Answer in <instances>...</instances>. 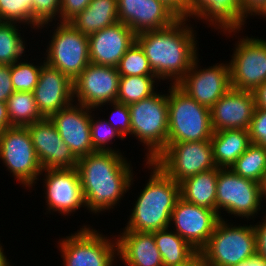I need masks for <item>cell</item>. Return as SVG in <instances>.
<instances>
[{
	"instance_id": "cell-15",
	"label": "cell",
	"mask_w": 266,
	"mask_h": 266,
	"mask_svg": "<svg viewBox=\"0 0 266 266\" xmlns=\"http://www.w3.org/2000/svg\"><path fill=\"white\" fill-rule=\"evenodd\" d=\"M221 218L216 211L188 203L180 197L170 221L175 223L176 233L199 252L207 244Z\"/></svg>"
},
{
	"instance_id": "cell-14",
	"label": "cell",
	"mask_w": 266,
	"mask_h": 266,
	"mask_svg": "<svg viewBox=\"0 0 266 266\" xmlns=\"http://www.w3.org/2000/svg\"><path fill=\"white\" fill-rule=\"evenodd\" d=\"M197 59L198 57L176 85L199 104L210 109L231 89L229 64L221 63L198 70Z\"/></svg>"
},
{
	"instance_id": "cell-28",
	"label": "cell",
	"mask_w": 266,
	"mask_h": 266,
	"mask_svg": "<svg viewBox=\"0 0 266 266\" xmlns=\"http://www.w3.org/2000/svg\"><path fill=\"white\" fill-rule=\"evenodd\" d=\"M169 228L154 231L156 246L161 254L163 266H181L191 260L198 251Z\"/></svg>"
},
{
	"instance_id": "cell-1",
	"label": "cell",
	"mask_w": 266,
	"mask_h": 266,
	"mask_svg": "<svg viewBox=\"0 0 266 266\" xmlns=\"http://www.w3.org/2000/svg\"><path fill=\"white\" fill-rule=\"evenodd\" d=\"M85 207L89 211L113 209L133 180L130 163L118 151H95L78 159Z\"/></svg>"
},
{
	"instance_id": "cell-40",
	"label": "cell",
	"mask_w": 266,
	"mask_h": 266,
	"mask_svg": "<svg viewBox=\"0 0 266 266\" xmlns=\"http://www.w3.org/2000/svg\"><path fill=\"white\" fill-rule=\"evenodd\" d=\"M92 0H61L60 22H70L81 13Z\"/></svg>"
},
{
	"instance_id": "cell-35",
	"label": "cell",
	"mask_w": 266,
	"mask_h": 266,
	"mask_svg": "<svg viewBox=\"0 0 266 266\" xmlns=\"http://www.w3.org/2000/svg\"><path fill=\"white\" fill-rule=\"evenodd\" d=\"M0 22H23L32 28L33 0H0Z\"/></svg>"
},
{
	"instance_id": "cell-50",
	"label": "cell",
	"mask_w": 266,
	"mask_h": 266,
	"mask_svg": "<svg viewBox=\"0 0 266 266\" xmlns=\"http://www.w3.org/2000/svg\"><path fill=\"white\" fill-rule=\"evenodd\" d=\"M261 189H262V197L265 196V198H266V172H265L264 179L261 183Z\"/></svg>"
},
{
	"instance_id": "cell-42",
	"label": "cell",
	"mask_w": 266,
	"mask_h": 266,
	"mask_svg": "<svg viewBox=\"0 0 266 266\" xmlns=\"http://www.w3.org/2000/svg\"><path fill=\"white\" fill-rule=\"evenodd\" d=\"M264 222L254 226L256 236V254L266 260V216Z\"/></svg>"
},
{
	"instance_id": "cell-30",
	"label": "cell",
	"mask_w": 266,
	"mask_h": 266,
	"mask_svg": "<svg viewBox=\"0 0 266 266\" xmlns=\"http://www.w3.org/2000/svg\"><path fill=\"white\" fill-rule=\"evenodd\" d=\"M230 169L243 178L261 184L266 172V148L251 143Z\"/></svg>"
},
{
	"instance_id": "cell-33",
	"label": "cell",
	"mask_w": 266,
	"mask_h": 266,
	"mask_svg": "<svg viewBox=\"0 0 266 266\" xmlns=\"http://www.w3.org/2000/svg\"><path fill=\"white\" fill-rule=\"evenodd\" d=\"M121 76H155L140 45L135 42L123 55L118 66Z\"/></svg>"
},
{
	"instance_id": "cell-24",
	"label": "cell",
	"mask_w": 266,
	"mask_h": 266,
	"mask_svg": "<svg viewBox=\"0 0 266 266\" xmlns=\"http://www.w3.org/2000/svg\"><path fill=\"white\" fill-rule=\"evenodd\" d=\"M121 234L116 238L117 255L127 266H163L153 232L124 231Z\"/></svg>"
},
{
	"instance_id": "cell-45",
	"label": "cell",
	"mask_w": 266,
	"mask_h": 266,
	"mask_svg": "<svg viewBox=\"0 0 266 266\" xmlns=\"http://www.w3.org/2000/svg\"><path fill=\"white\" fill-rule=\"evenodd\" d=\"M256 108L266 110V81L252 91Z\"/></svg>"
},
{
	"instance_id": "cell-39",
	"label": "cell",
	"mask_w": 266,
	"mask_h": 266,
	"mask_svg": "<svg viewBox=\"0 0 266 266\" xmlns=\"http://www.w3.org/2000/svg\"><path fill=\"white\" fill-rule=\"evenodd\" d=\"M111 106H113L114 111L111 115H116L118 118V122L120 124L114 125L111 121L109 122L110 125L115 128L124 138L130 134L131 135V116H130V109L129 106L120 103L118 101L111 102ZM115 116V117H116ZM114 119V118H113ZM114 122V121H113Z\"/></svg>"
},
{
	"instance_id": "cell-46",
	"label": "cell",
	"mask_w": 266,
	"mask_h": 266,
	"mask_svg": "<svg viewBox=\"0 0 266 266\" xmlns=\"http://www.w3.org/2000/svg\"><path fill=\"white\" fill-rule=\"evenodd\" d=\"M8 128H11V124L7 111V103L0 102V136Z\"/></svg>"
},
{
	"instance_id": "cell-38",
	"label": "cell",
	"mask_w": 266,
	"mask_h": 266,
	"mask_svg": "<svg viewBox=\"0 0 266 266\" xmlns=\"http://www.w3.org/2000/svg\"><path fill=\"white\" fill-rule=\"evenodd\" d=\"M248 132L251 143L266 148V110L255 109Z\"/></svg>"
},
{
	"instance_id": "cell-43",
	"label": "cell",
	"mask_w": 266,
	"mask_h": 266,
	"mask_svg": "<svg viewBox=\"0 0 266 266\" xmlns=\"http://www.w3.org/2000/svg\"><path fill=\"white\" fill-rule=\"evenodd\" d=\"M240 3L243 9V17L247 18V14L256 16L266 5V0H240Z\"/></svg>"
},
{
	"instance_id": "cell-9",
	"label": "cell",
	"mask_w": 266,
	"mask_h": 266,
	"mask_svg": "<svg viewBox=\"0 0 266 266\" xmlns=\"http://www.w3.org/2000/svg\"><path fill=\"white\" fill-rule=\"evenodd\" d=\"M0 158L25 187H33L42 167L27 127H11L0 136Z\"/></svg>"
},
{
	"instance_id": "cell-6",
	"label": "cell",
	"mask_w": 266,
	"mask_h": 266,
	"mask_svg": "<svg viewBox=\"0 0 266 266\" xmlns=\"http://www.w3.org/2000/svg\"><path fill=\"white\" fill-rule=\"evenodd\" d=\"M131 135L145 144L147 161H152L167 145L168 94L155 93L129 104Z\"/></svg>"
},
{
	"instance_id": "cell-21",
	"label": "cell",
	"mask_w": 266,
	"mask_h": 266,
	"mask_svg": "<svg viewBox=\"0 0 266 266\" xmlns=\"http://www.w3.org/2000/svg\"><path fill=\"white\" fill-rule=\"evenodd\" d=\"M88 39L90 63L117 68L125 52L136 42V34L119 21L91 34Z\"/></svg>"
},
{
	"instance_id": "cell-7",
	"label": "cell",
	"mask_w": 266,
	"mask_h": 266,
	"mask_svg": "<svg viewBox=\"0 0 266 266\" xmlns=\"http://www.w3.org/2000/svg\"><path fill=\"white\" fill-rule=\"evenodd\" d=\"M152 162L177 183L217 168L211 141L167 143Z\"/></svg>"
},
{
	"instance_id": "cell-26",
	"label": "cell",
	"mask_w": 266,
	"mask_h": 266,
	"mask_svg": "<svg viewBox=\"0 0 266 266\" xmlns=\"http://www.w3.org/2000/svg\"><path fill=\"white\" fill-rule=\"evenodd\" d=\"M219 168L200 172L179 183L180 197L188 203L216 211Z\"/></svg>"
},
{
	"instance_id": "cell-5",
	"label": "cell",
	"mask_w": 266,
	"mask_h": 266,
	"mask_svg": "<svg viewBox=\"0 0 266 266\" xmlns=\"http://www.w3.org/2000/svg\"><path fill=\"white\" fill-rule=\"evenodd\" d=\"M217 223L207 244L199 251L207 266H235L256 254L254 225Z\"/></svg>"
},
{
	"instance_id": "cell-34",
	"label": "cell",
	"mask_w": 266,
	"mask_h": 266,
	"mask_svg": "<svg viewBox=\"0 0 266 266\" xmlns=\"http://www.w3.org/2000/svg\"><path fill=\"white\" fill-rule=\"evenodd\" d=\"M41 67L42 64L35 66L33 63H20L19 61L11 64L10 71L14 91L33 92L39 80Z\"/></svg>"
},
{
	"instance_id": "cell-16",
	"label": "cell",
	"mask_w": 266,
	"mask_h": 266,
	"mask_svg": "<svg viewBox=\"0 0 266 266\" xmlns=\"http://www.w3.org/2000/svg\"><path fill=\"white\" fill-rule=\"evenodd\" d=\"M27 129L42 170L77 167L78 158L61 139L58 130L49 118L30 124Z\"/></svg>"
},
{
	"instance_id": "cell-20",
	"label": "cell",
	"mask_w": 266,
	"mask_h": 266,
	"mask_svg": "<svg viewBox=\"0 0 266 266\" xmlns=\"http://www.w3.org/2000/svg\"><path fill=\"white\" fill-rule=\"evenodd\" d=\"M256 105L251 91L229 89L211 108L213 132L220 130H248Z\"/></svg>"
},
{
	"instance_id": "cell-2",
	"label": "cell",
	"mask_w": 266,
	"mask_h": 266,
	"mask_svg": "<svg viewBox=\"0 0 266 266\" xmlns=\"http://www.w3.org/2000/svg\"><path fill=\"white\" fill-rule=\"evenodd\" d=\"M179 18L171 26L136 35L157 80L171 79L176 85L190 70L197 58L194 30ZM186 24V26H184Z\"/></svg>"
},
{
	"instance_id": "cell-3",
	"label": "cell",
	"mask_w": 266,
	"mask_h": 266,
	"mask_svg": "<svg viewBox=\"0 0 266 266\" xmlns=\"http://www.w3.org/2000/svg\"><path fill=\"white\" fill-rule=\"evenodd\" d=\"M147 164L153 172L135 203L124 231L154 232L171 225V213L180 198L179 183L152 161H147Z\"/></svg>"
},
{
	"instance_id": "cell-18",
	"label": "cell",
	"mask_w": 266,
	"mask_h": 266,
	"mask_svg": "<svg viewBox=\"0 0 266 266\" xmlns=\"http://www.w3.org/2000/svg\"><path fill=\"white\" fill-rule=\"evenodd\" d=\"M119 21L137 35L171 26L179 17L161 0H117Z\"/></svg>"
},
{
	"instance_id": "cell-12",
	"label": "cell",
	"mask_w": 266,
	"mask_h": 266,
	"mask_svg": "<svg viewBox=\"0 0 266 266\" xmlns=\"http://www.w3.org/2000/svg\"><path fill=\"white\" fill-rule=\"evenodd\" d=\"M237 44L228 63L231 88L252 92L266 81V40L247 37Z\"/></svg>"
},
{
	"instance_id": "cell-32",
	"label": "cell",
	"mask_w": 266,
	"mask_h": 266,
	"mask_svg": "<svg viewBox=\"0 0 266 266\" xmlns=\"http://www.w3.org/2000/svg\"><path fill=\"white\" fill-rule=\"evenodd\" d=\"M16 22H0V64L11 65L20 60L25 44Z\"/></svg>"
},
{
	"instance_id": "cell-8",
	"label": "cell",
	"mask_w": 266,
	"mask_h": 266,
	"mask_svg": "<svg viewBox=\"0 0 266 266\" xmlns=\"http://www.w3.org/2000/svg\"><path fill=\"white\" fill-rule=\"evenodd\" d=\"M44 61L72 81L90 64L89 39L69 22L55 29Z\"/></svg>"
},
{
	"instance_id": "cell-48",
	"label": "cell",
	"mask_w": 266,
	"mask_h": 266,
	"mask_svg": "<svg viewBox=\"0 0 266 266\" xmlns=\"http://www.w3.org/2000/svg\"><path fill=\"white\" fill-rule=\"evenodd\" d=\"M181 266H207L203 256L198 252L191 260Z\"/></svg>"
},
{
	"instance_id": "cell-25",
	"label": "cell",
	"mask_w": 266,
	"mask_h": 266,
	"mask_svg": "<svg viewBox=\"0 0 266 266\" xmlns=\"http://www.w3.org/2000/svg\"><path fill=\"white\" fill-rule=\"evenodd\" d=\"M217 168L230 169L251 144L248 130L233 129L213 132L210 139Z\"/></svg>"
},
{
	"instance_id": "cell-13",
	"label": "cell",
	"mask_w": 266,
	"mask_h": 266,
	"mask_svg": "<svg viewBox=\"0 0 266 266\" xmlns=\"http://www.w3.org/2000/svg\"><path fill=\"white\" fill-rule=\"evenodd\" d=\"M119 78L116 67L90 63L73 81V97L92 109L117 101Z\"/></svg>"
},
{
	"instance_id": "cell-19",
	"label": "cell",
	"mask_w": 266,
	"mask_h": 266,
	"mask_svg": "<svg viewBox=\"0 0 266 266\" xmlns=\"http://www.w3.org/2000/svg\"><path fill=\"white\" fill-rule=\"evenodd\" d=\"M46 185V203L49 210L60 214H70L85 204L80 176L77 168L44 169ZM82 205V206H81Z\"/></svg>"
},
{
	"instance_id": "cell-36",
	"label": "cell",
	"mask_w": 266,
	"mask_h": 266,
	"mask_svg": "<svg viewBox=\"0 0 266 266\" xmlns=\"http://www.w3.org/2000/svg\"><path fill=\"white\" fill-rule=\"evenodd\" d=\"M94 120V117L90 119V134H91V141L93 145V149L95 151H114L111 148H108V142L112 141L115 136L124 139V137L115 129L113 128L109 121H101Z\"/></svg>"
},
{
	"instance_id": "cell-22",
	"label": "cell",
	"mask_w": 266,
	"mask_h": 266,
	"mask_svg": "<svg viewBox=\"0 0 266 266\" xmlns=\"http://www.w3.org/2000/svg\"><path fill=\"white\" fill-rule=\"evenodd\" d=\"M33 95L39 112L44 118H49L74 102L73 81L44 62Z\"/></svg>"
},
{
	"instance_id": "cell-27",
	"label": "cell",
	"mask_w": 266,
	"mask_h": 266,
	"mask_svg": "<svg viewBox=\"0 0 266 266\" xmlns=\"http://www.w3.org/2000/svg\"><path fill=\"white\" fill-rule=\"evenodd\" d=\"M119 22L117 0H92L69 23L86 36H90Z\"/></svg>"
},
{
	"instance_id": "cell-17",
	"label": "cell",
	"mask_w": 266,
	"mask_h": 266,
	"mask_svg": "<svg viewBox=\"0 0 266 266\" xmlns=\"http://www.w3.org/2000/svg\"><path fill=\"white\" fill-rule=\"evenodd\" d=\"M89 110L92 108L71 103L49 117L61 139L78 159L95 152L90 134L92 112Z\"/></svg>"
},
{
	"instance_id": "cell-4",
	"label": "cell",
	"mask_w": 266,
	"mask_h": 266,
	"mask_svg": "<svg viewBox=\"0 0 266 266\" xmlns=\"http://www.w3.org/2000/svg\"><path fill=\"white\" fill-rule=\"evenodd\" d=\"M169 90L167 143L210 141L213 134L210 109L177 85Z\"/></svg>"
},
{
	"instance_id": "cell-10",
	"label": "cell",
	"mask_w": 266,
	"mask_h": 266,
	"mask_svg": "<svg viewBox=\"0 0 266 266\" xmlns=\"http://www.w3.org/2000/svg\"><path fill=\"white\" fill-rule=\"evenodd\" d=\"M83 227L60 240L64 266H113L118 254L117 241L105 238L97 230Z\"/></svg>"
},
{
	"instance_id": "cell-49",
	"label": "cell",
	"mask_w": 266,
	"mask_h": 266,
	"mask_svg": "<svg viewBox=\"0 0 266 266\" xmlns=\"http://www.w3.org/2000/svg\"><path fill=\"white\" fill-rule=\"evenodd\" d=\"M3 248L0 244V266H11L7 260V257L5 256V254H3Z\"/></svg>"
},
{
	"instance_id": "cell-23",
	"label": "cell",
	"mask_w": 266,
	"mask_h": 266,
	"mask_svg": "<svg viewBox=\"0 0 266 266\" xmlns=\"http://www.w3.org/2000/svg\"><path fill=\"white\" fill-rule=\"evenodd\" d=\"M188 17L204 19L228 34L239 32L246 21L240 0H188Z\"/></svg>"
},
{
	"instance_id": "cell-37",
	"label": "cell",
	"mask_w": 266,
	"mask_h": 266,
	"mask_svg": "<svg viewBox=\"0 0 266 266\" xmlns=\"http://www.w3.org/2000/svg\"><path fill=\"white\" fill-rule=\"evenodd\" d=\"M61 0H33V26L44 27L58 14L60 17Z\"/></svg>"
},
{
	"instance_id": "cell-41",
	"label": "cell",
	"mask_w": 266,
	"mask_h": 266,
	"mask_svg": "<svg viewBox=\"0 0 266 266\" xmlns=\"http://www.w3.org/2000/svg\"><path fill=\"white\" fill-rule=\"evenodd\" d=\"M13 92L10 65L0 64V102L6 103Z\"/></svg>"
},
{
	"instance_id": "cell-11",
	"label": "cell",
	"mask_w": 266,
	"mask_h": 266,
	"mask_svg": "<svg viewBox=\"0 0 266 266\" xmlns=\"http://www.w3.org/2000/svg\"><path fill=\"white\" fill-rule=\"evenodd\" d=\"M216 212L219 209L239 217H253L261 208V184L219 168L217 177Z\"/></svg>"
},
{
	"instance_id": "cell-31",
	"label": "cell",
	"mask_w": 266,
	"mask_h": 266,
	"mask_svg": "<svg viewBox=\"0 0 266 266\" xmlns=\"http://www.w3.org/2000/svg\"><path fill=\"white\" fill-rule=\"evenodd\" d=\"M156 76H121L117 101L126 105L148 98L156 93Z\"/></svg>"
},
{
	"instance_id": "cell-29",
	"label": "cell",
	"mask_w": 266,
	"mask_h": 266,
	"mask_svg": "<svg viewBox=\"0 0 266 266\" xmlns=\"http://www.w3.org/2000/svg\"><path fill=\"white\" fill-rule=\"evenodd\" d=\"M6 103L11 127H27L44 119L38 110L33 92L14 91Z\"/></svg>"
},
{
	"instance_id": "cell-47",
	"label": "cell",
	"mask_w": 266,
	"mask_h": 266,
	"mask_svg": "<svg viewBox=\"0 0 266 266\" xmlns=\"http://www.w3.org/2000/svg\"><path fill=\"white\" fill-rule=\"evenodd\" d=\"M235 266H266V260L261 256L255 254Z\"/></svg>"
},
{
	"instance_id": "cell-51",
	"label": "cell",
	"mask_w": 266,
	"mask_h": 266,
	"mask_svg": "<svg viewBox=\"0 0 266 266\" xmlns=\"http://www.w3.org/2000/svg\"><path fill=\"white\" fill-rule=\"evenodd\" d=\"M257 15H262V17H266V5L263 7V9L257 14Z\"/></svg>"
},
{
	"instance_id": "cell-44",
	"label": "cell",
	"mask_w": 266,
	"mask_h": 266,
	"mask_svg": "<svg viewBox=\"0 0 266 266\" xmlns=\"http://www.w3.org/2000/svg\"><path fill=\"white\" fill-rule=\"evenodd\" d=\"M179 18L187 19L188 0H161Z\"/></svg>"
}]
</instances>
